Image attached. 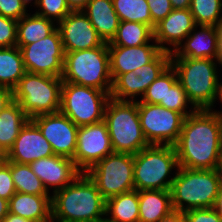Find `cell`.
Returning a JSON list of instances; mask_svg holds the SVG:
<instances>
[{
    "label": "cell",
    "mask_w": 222,
    "mask_h": 222,
    "mask_svg": "<svg viewBox=\"0 0 222 222\" xmlns=\"http://www.w3.org/2000/svg\"><path fill=\"white\" fill-rule=\"evenodd\" d=\"M179 167L220 169L222 166V111L199 109L185 117L173 145Z\"/></svg>",
    "instance_id": "1"
},
{
    "label": "cell",
    "mask_w": 222,
    "mask_h": 222,
    "mask_svg": "<svg viewBox=\"0 0 222 222\" xmlns=\"http://www.w3.org/2000/svg\"><path fill=\"white\" fill-rule=\"evenodd\" d=\"M51 208L52 222H100L105 220L106 199L82 172L51 196Z\"/></svg>",
    "instance_id": "2"
},
{
    "label": "cell",
    "mask_w": 222,
    "mask_h": 222,
    "mask_svg": "<svg viewBox=\"0 0 222 222\" xmlns=\"http://www.w3.org/2000/svg\"><path fill=\"white\" fill-rule=\"evenodd\" d=\"M171 186L172 207L175 211L212 208L217 197L222 170L187 169L179 167Z\"/></svg>",
    "instance_id": "3"
},
{
    "label": "cell",
    "mask_w": 222,
    "mask_h": 222,
    "mask_svg": "<svg viewBox=\"0 0 222 222\" xmlns=\"http://www.w3.org/2000/svg\"><path fill=\"white\" fill-rule=\"evenodd\" d=\"M217 63L216 59L171 57L178 81L197 110L213 109L219 82Z\"/></svg>",
    "instance_id": "4"
},
{
    "label": "cell",
    "mask_w": 222,
    "mask_h": 222,
    "mask_svg": "<svg viewBox=\"0 0 222 222\" xmlns=\"http://www.w3.org/2000/svg\"><path fill=\"white\" fill-rule=\"evenodd\" d=\"M63 82L100 89L111 93L112 77L110 73L108 44L92 49L65 52Z\"/></svg>",
    "instance_id": "5"
},
{
    "label": "cell",
    "mask_w": 222,
    "mask_h": 222,
    "mask_svg": "<svg viewBox=\"0 0 222 222\" xmlns=\"http://www.w3.org/2000/svg\"><path fill=\"white\" fill-rule=\"evenodd\" d=\"M104 121L115 153L135 155L150 146L141 128L137 100L119 101L110 98L105 108Z\"/></svg>",
    "instance_id": "6"
},
{
    "label": "cell",
    "mask_w": 222,
    "mask_h": 222,
    "mask_svg": "<svg viewBox=\"0 0 222 222\" xmlns=\"http://www.w3.org/2000/svg\"><path fill=\"white\" fill-rule=\"evenodd\" d=\"M178 169L177 155L172 145H150L134 155L135 190H170Z\"/></svg>",
    "instance_id": "7"
},
{
    "label": "cell",
    "mask_w": 222,
    "mask_h": 222,
    "mask_svg": "<svg viewBox=\"0 0 222 222\" xmlns=\"http://www.w3.org/2000/svg\"><path fill=\"white\" fill-rule=\"evenodd\" d=\"M62 78L26 72L13 89L18 102L29 119L60 110Z\"/></svg>",
    "instance_id": "8"
},
{
    "label": "cell",
    "mask_w": 222,
    "mask_h": 222,
    "mask_svg": "<svg viewBox=\"0 0 222 222\" xmlns=\"http://www.w3.org/2000/svg\"><path fill=\"white\" fill-rule=\"evenodd\" d=\"M109 99L106 91L63 82L59 111L78 127L90 125L104 120Z\"/></svg>",
    "instance_id": "9"
},
{
    "label": "cell",
    "mask_w": 222,
    "mask_h": 222,
    "mask_svg": "<svg viewBox=\"0 0 222 222\" xmlns=\"http://www.w3.org/2000/svg\"><path fill=\"white\" fill-rule=\"evenodd\" d=\"M133 170L134 155L113 152L93 165L86 174L107 200L112 196L135 190Z\"/></svg>",
    "instance_id": "10"
},
{
    "label": "cell",
    "mask_w": 222,
    "mask_h": 222,
    "mask_svg": "<svg viewBox=\"0 0 222 222\" xmlns=\"http://www.w3.org/2000/svg\"><path fill=\"white\" fill-rule=\"evenodd\" d=\"M138 113L144 136L150 145H174L185 117L158 104L138 103Z\"/></svg>",
    "instance_id": "11"
},
{
    "label": "cell",
    "mask_w": 222,
    "mask_h": 222,
    "mask_svg": "<svg viewBox=\"0 0 222 222\" xmlns=\"http://www.w3.org/2000/svg\"><path fill=\"white\" fill-rule=\"evenodd\" d=\"M19 49L26 72L62 77L65 52L58 28L45 38Z\"/></svg>",
    "instance_id": "12"
},
{
    "label": "cell",
    "mask_w": 222,
    "mask_h": 222,
    "mask_svg": "<svg viewBox=\"0 0 222 222\" xmlns=\"http://www.w3.org/2000/svg\"><path fill=\"white\" fill-rule=\"evenodd\" d=\"M114 152L104 120L79 126L73 161L81 172H87L101 159Z\"/></svg>",
    "instance_id": "13"
},
{
    "label": "cell",
    "mask_w": 222,
    "mask_h": 222,
    "mask_svg": "<svg viewBox=\"0 0 222 222\" xmlns=\"http://www.w3.org/2000/svg\"><path fill=\"white\" fill-rule=\"evenodd\" d=\"M48 140L55 155L73 159L79 127L60 111L31 119Z\"/></svg>",
    "instance_id": "14"
},
{
    "label": "cell",
    "mask_w": 222,
    "mask_h": 222,
    "mask_svg": "<svg viewBox=\"0 0 222 222\" xmlns=\"http://www.w3.org/2000/svg\"><path fill=\"white\" fill-rule=\"evenodd\" d=\"M57 25L64 52L92 49L104 43L82 10L71 11Z\"/></svg>",
    "instance_id": "15"
},
{
    "label": "cell",
    "mask_w": 222,
    "mask_h": 222,
    "mask_svg": "<svg viewBox=\"0 0 222 222\" xmlns=\"http://www.w3.org/2000/svg\"><path fill=\"white\" fill-rule=\"evenodd\" d=\"M29 166L48 193L49 188H53V194L72 183L82 173L73 159L60 155L38 159Z\"/></svg>",
    "instance_id": "16"
},
{
    "label": "cell",
    "mask_w": 222,
    "mask_h": 222,
    "mask_svg": "<svg viewBox=\"0 0 222 222\" xmlns=\"http://www.w3.org/2000/svg\"><path fill=\"white\" fill-rule=\"evenodd\" d=\"M53 155L55 154L50 143L42 135L38 126L29 119L7 152V161L30 164L38 159Z\"/></svg>",
    "instance_id": "17"
},
{
    "label": "cell",
    "mask_w": 222,
    "mask_h": 222,
    "mask_svg": "<svg viewBox=\"0 0 222 222\" xmlns=\"http://www.w3.org/2000/svg\"><path fill=\"white\" fill-rule=\"evenodd\" d=\"M191 11L188 9H173L164 19L156 24L154 40L162 51L174 52L184 39L196 27ZM167 44L169 47H166Z\"/></svg>",
    "instance_id": "18"
},
{
    "label": "cell",
    "mask_w": 222,
    "mask_h": 222,
    "mask_svg": "<svg viewBox=\"0 0 222 222\" xmlns=\"http://www.w3.org/2000/svg\"><path fill=\"white\" fill-rule=\"evenodd\" d=\"M110 73L114 81L120 74L135 71L151 62L162 50L155 44L135 47L108 46Z\"/></svg>",
    "instance_id": "19"
},
{
    "label": "cell",
    "mask_w": 222,
    "mask_h": 222,
    "mask_svg": "<svg viewBox=\"0 0 222 222\" xmlns=\"http://www.w3.org/2000/svg\"><path fill=\"white\" fill-rule=\"evenodd\" d=\"M199 27L200 31H197ZM197 31V32H195ZM220 30L217 26H196L171 57L218 59Z\"/></svg>",
    "instance_id": "20"
},
{
    "label": "cell",
    "mask_w": 222,
    "mask_h": 222,
    "mask_svg": "<svg viewBox=\"0 0 222 222\" xmlns=\"http://www.w3.org/2000/svg\"><path fill=\"white\" fill-rule=\"evenodd\" d=\"M9 213L33 222H52L51 196L16 192L9 200Z\"/></svg>",
    "instance_id": "21"
},
{
    "label": "cell",
    "mask_w": 222,
    "mask_h": 222,
    "mask_svg": "<svg viewBox=\"0 0 222 222\" xmlns=\"http://www.w3.org/2000/svg\"><path fill=\"white\" fill-rule=\"evenodd\" d=\"M82 11L89 18L98 36L106 43L111 42L120 23L112 0H89Z\"/></svg>",
    "instance_id": "22"
},
{
    "label": "cell",
    "mask_w": 222,
    "mask_h": 222,
    "mask_svg": "<svg viewBox=\"0 0 222 222\" xmlns=\"http://www.w3.org/2000/svg\"><path fill=\"white\" fill-rule=\"evenodd\" d=\"M172 211L170 190L139 191V222H158Z\"/></svg>",
    "instance_id": "23"
},
{
    "label": "cell",
    "mask_w": 222,
    "mask_h": 222,
    "mask_svg": "<svg viewBox=\"0 0 222 222\" xmlns=\"http://www.w3.org/2000/svg\"><path fill=\"white\" fill-rule=\"evenodd\" d=\"M105 220L107 222H139V191L133 190L108 198Z\"/></svg>",
    "instance_id": "24"
},
{
    "label": "cell",
    "mask_w": 222,
    "mask_h": 222,
    "mask_svg": "<svg viewBox=\"0 0 222 222\" xmlns=\"http://www.w3.org/2000/svg\"><path fill=\"white\" fill-rule=\"evenodd\" d=\"M56 26H55V25ZM57 28L55 21L37 15L29 14L17 21V47L32 44L50 35Z\"/></svg>",
    "instance_id": "25"
},
{
    "label": "cell",
    "mask_w": 222,
    "mask_h": 222,
    "mask_svg": "<svg viewBox=\"0 0 222 222\" xmlns=\"http://www.w3.org/2000/svg\"><path fill=\"white\" fill-rule=\"evenodd\" d=\"M29 118L18 102L13 101L0 113V145L8 152Z\"/></svg>",
    "instance_id": "26"
},
{
    "label": "cell",
    "mask_w": 222,
    "mask_h": 222,
    "mask_svg": "<svg viewBox=\"0 0 222 222\" xmlns=\"http://www.w3.org/2000/svg\"><path fill=\"white\" fill-rule=\"evenodd\" d=\"M25 73L19 47L0 48V86L13 90Z\"/></svg>",
    "instance_id": "27"
},
{
    "label": "cell",
    "mask_w": 222,
    "mask_h": 222,
    "mask_svg": "<svg viewBox=\"0 0 222 222\" xmlns=\"http://www.w3.org/2000/svg\"><path fill=\"white\" fill-rule=\"evenodd\" d=\"M154 40V30L139 22L121 21L117 33L108 46L135 47Z\"/></svg>",
    "instance_id": "28"
},
{
    "label": "cell",
    "mask_w": 222,
    "mask_h": 222,
    "mask_svg": "<svg viewBox=\"0 0 222 222\" xmlns=\"http://www.w3.org/2000/svg\"><path fill=\"white\" fill-rule=\"evenodd\" d=\"M11 176L16 192L33 195H51L43 186L41 180L31 170L29 164L11 161Z\"/></svg>",
    "instance_id": "29"
},
{
    "label": "cell",
    "mask_w": 222,
    "mask_h": 222,
    "mask_svg": "<svg viewBox=\"0 0 222 222\" xmlns=\"http://www.w3.org/2000/svg\"><path fill=\"white\" fill-rule=\"evenodd\" d=\"M112 3L120 22H139L152 28L147 0H112Z\"/></svg>",
    "instance_id": "30"
},
{
    "label": "cell",
    "mask_w": 222,
    "mask_h": 222,
    "mask_svg": "<svg viewBox=\"0 0 222 222\" xmlns=\"http://www.w3.org/2000/svg\"><path fill=\"white\" fill-rule=\"evenodd\" d=\"M191 11L197 26H217L222 23V0H191Z\"/></svg>",
    "instance_id": "31"
},
{
    "label": "cell",
    "mask_w": 222,
    "mask_h": 222,
    "mask_svg": "<svg viewBox=\"0 0 222 222\" xmlns=\"http://www.w3.org/2000/svg\"><path fill=\"white\" fill-rule=\"evenodd\" d=\"M138 95L142 98V86L140 77L135 72L130 71L120 74L113 81L110 98L119 101H136Z\"/></svg>",
    "instance_id": "32"
},
{
    "label": "cell",
    "mask_w": 222,
    "mask_h": 222,
    "mask_svg": "<svg viewBox=\"0 0 222 222\" xmlns=\"http://www.w3.org/2000/svg\"><path fill=\"white\" fill-rule=\"evenodd\" d=\"M178 80L175 69L170 64L160 76L146 89L138 103L160 104L165 102L167 86H172Z\"/></svg>",
    "instance_id": "33"
},
{
    "label": "cell",
    "mask_w": 222,
    "mask_h": 222,
    "mask_svg": "<svg viewBox=\"0 0 222 222\" xmlns=\"http://www.w3.org/2000/svg\"><path fill=\"white\" fill-rule=\"evenodd\" d=\"M171 64V53L161 51L151 62L142 65L134 72L140 77L142 96L150 84Z\"/></svg>",
    "instance_id": "34"
},
{
    "label": "cell",
    "mask_w": 222,
    "mask_h": 222,
    "mask_svg": "<svg viewBox=\"0 0 222 222\" xmlns=\"http://www.w3.org/2000/svg\"><path fill=\"white\" fill-rule=\"evenodd\" d=\"M188 104H191L189 111H187ZM162 107L166 109L174 110L181 113L184 117L194 113L197 109L189 101L186 92L177 80L172 86H167V95L165 96V102H160Z\"/></svg>",
    "instance_id": "35"
},
{
    "label": "cell",
    "mask_w": 222,
    "mask_h": 222,
    "mask_svg": "<svg viewBox=\"0 0 222 222\" xmlns=\"http://www.w3.org/2000/svg\"><path fill=\"white\" fill-rule=\"evenodd\" d=\"M36 7L40 8L35 12L37 15L51 19L56 23L72 11L66 0H39Z\"/></svg>",
    "instance_id": "36"
},
{
    "label": "cell",
    "mask_w": 222,
    "mask_h": 222,
    "mask_svg": "<svg viewBox=\"0 0 222 222\" xmlns=\"http://www.w3.org/2000/svg\"><path fill=\"white\" fill-rule=\"evenodd\" d=\"M17 44V20L0 15V48Z\"/></svg>",
    "instance_id": "37"
},
{
    "label": "cell",
    "mask_w": 222,
    "mask_h": 222,
    "mask_svg": "<svg viewBox=\"0 0 222 222\" xmlns=\"http://www.w3.org/2000/svg\"><path fill=\"white\" fill-rule=\"evenodd\" d=\"M16 193L14 182L11 176V161L0 166V198L10 200Z\"/></svg>",
    "instance_id": "38"
},
{
    "label": "cell",
    "mask_w": 222,
    "mask_h": 222,
    "mask_svg": "<svg viewBox=\"0 0 222 222\" xmlns=\"http://www.w3.org/2000/svg\"><path fill=\"white\" fill-rule=\"evenodd\" d=\"M28 10L21 0H0V15L20 20Z\"/></svg>",
    "instance_id": "39"
},
{
    "label": "cell",
    "mask_w": 222,
    "mask_h": 222,
    "mask_svg": "<svg viewBox=\"0 0 222 222\" xmlns=\"http://www.w3.org/2000/svg\"><path fill=\"white\" fill-rule=\"evenodd\" d=\"M152 18V29L157 23L164 19L172 10L170 0H147Z\"/></svg>",
    "instance_id": "40"
},
{
    "label": "cell",
    "mask_w": 222,
    "mask_h": 222,
    "mask_svg": "<svg viewBox=\"0 0 222 222\" xmlns=\"http://www.w3.org/2000/svg\"><path fill=\"white\" fill-rule=\"evenodd\" d=\"M184 213L186 222H222L221 218L213 207L190 209Z\"/></svg>",
    "instance_id": "41"
},
{
    "label": "cell",
    "mask_w": 222,
    "mask_h": 222,
    "mask_svg": "<svg viewBox=\"0 0 222 222\" xmlns=\"http://www.w3.org/2000/svg\"><path fill=\"white\" fill-rule=\"evenodd\" d=\"M13 101V90L0 86V113Z\"/></svg>",
    "instance_id": "42"
},
{
    "label": "cell",
    "mask_w": 222,
    "mask_h": 222,
    "mask_svg": "<svg viewBox=\"0 0 222 222\" xmlns=\"http://www.w3.org/2000/svg\"><path fill=\"white\" fill-rule=\"evenodd\" d=\"M158 222H186L185 213L173 210L169 215L163 217Z\"/></svg>",
    "instance_id": "43"
},
{
    "label": "cell",
    "mask_w": 222,
    "mask_h": 222,
    "mask_svg": "<svg viewBox=\"0 0 222 222\" xmlns=\"http://www.w3.org/2000/svg\"><path fill=\"white\" fill-rule=\"evenodd\" d=\"M213 208L216 210L217 214L219 215V217L222 220V182L220 183L217 197L215 199Z\"/></svg>",
    "instance_id": "44"
},
{
    "label": "cell",
    "mask_w": 222,
    "mask_h": 222,
    "mask_svg": "<svg viewBox=\"0 0 222 222\" xmlns=\"http://www.w3.org/2000/svg\"><path fill=\"white\" fill-rule=\"evenodd\" d=\"M66 2L72 11H77L82 10L89 0H66Z\"/></svg>",
    "instance_id": "45"
},
{
    "label": "cell",
    "mask_w": 222,
    "mask_h": 222,
    "mask_svg": "<svg viewBox=\"0 0 222 222\" xmlns=\"http://www.w3.org/2000/svg\"><path fill=\"white\" fill-rule=\"evenodd\" d=\"M173 9H188L191 0H170Z\"/></svg>",
    "instance_id": "46"
},
{
    "label": "cell",
    "mask_w": 222,
    "mask_h": 222,
    "mask_svg": "<svg viewBox=\"0 0 222 222\" xmlns=\"http://www.w3.org/2000/svg\"><path fill=\"white\" fill-rule=\"evenodd\" d=\"M8 213H9V201L0 198V222H2V220Z\"/></svg>",
    "instance_id": "47"
},
{
    "label": "cell",
    "mask_w": 222,
    "mask_h": 222,
    "mask_svg": "<svg viewBox=\"0 0 222 222\" xmlns=\"http://www.w3.org/2000/svg\"><path fill=\"white\" fill-rule=\"evenodd\" d=\"M2 222H33L31 220L25 219L23 217L14 215L12 213H8L4 219L2 220Z\"/></svg>",
    "instance_id": "48"
},
{
    "label": "cell",
    "mask_w": 222,
    "mask_h": 222,
    "mask_svg": "<svg viewBox=\"0 0 222 222\" xmlns=\"http://www.w3.org/2000/svg\"><path fill=\"white\" fill-rule=\"evenodd\" d=\"M220 36H219V43H218V64L222 66V23L219 26Z\"/></svg>",
    "instance_id": "49"
},
{
    "label": "cell",
    "mask_w": 222,
    "mask_h": 222,
    "mask_svg": "<svg viewBox=\"0 0 222 222\" xmlns=\"http://www.w3.org/2000/svg\"><path fill=\"white\" fill-rule=\"evenodd\" d=\"M7 162V151L0 145V166Z\"/></svg>",
    "instance_id": "50"
},
{
    "label": "cell",
    "mask_w": 222,
    "mask_h": 222,
    "mask_svg": "<svg viewBox=\"0 0 222 222\" xmlns=\"http://www.w3.org/2000/svg\"><path fill=\"white\" fill-rule=\"evenodd\" d=\"M217 98L222 103V82L221 83L218 82V87H217V90H216L215 101H216Z\"/></svg>",
    "instance_id": "51"
},
{
    "label": "cell",
    "mask_w": 222,
    "mask_h": 222,
    "mask_svg": "<svg viewBox=\"0 0 222 222\" xmlns=\"http://www.w3.org/2000/svg\"><path fill=\"white\" fill-rule=\"evenodd\" d=\"M21 1H22V3H23V4L26 6V8H27V6L29 5V3H31L33 0H21ZM38 2H39V0H34L33 4L37 6Z\"/></svg>",
    "instance_id": "52"
}]
</instances>
